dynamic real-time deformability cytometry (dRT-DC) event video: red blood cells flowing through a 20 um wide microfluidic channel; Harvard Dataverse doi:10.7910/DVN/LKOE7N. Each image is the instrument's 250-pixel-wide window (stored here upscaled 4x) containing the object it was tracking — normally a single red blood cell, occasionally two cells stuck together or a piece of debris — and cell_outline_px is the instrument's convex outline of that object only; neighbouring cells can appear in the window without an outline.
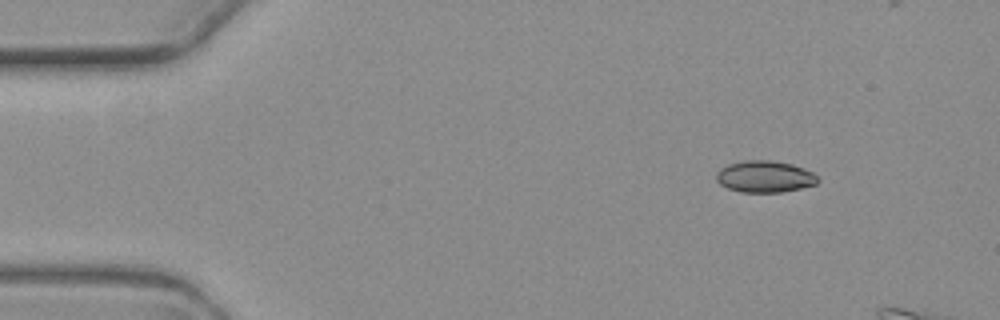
{"species": "common noctule bat (a hibernating species)", "species_latin": "Nyctalus noctula", "temperature_condition": "warm", "stored_images_in_passage": 4, "camera_frame_rate_fps": 3000, "um_per_image_px": 0.085, "animal": {"sex": "female", "body_mass_g": 19.3, "forearm_length_mm": 54.1}, "frame": {"image": 1, "passage_image": 4, "time_ms": 5.333, "image_size_px": [1000, 320], "cell_outline_px": [[820, 180], [816, 184], [800, 188], [780, 192], [740, 192], [728, 188], [720, 184], [716, 180], [716, 172], [720, 168], [728, 164], [744, 160], [772, 160], [792, 164], [804, 168], [812, 172]], "centroid_in_image_um": [64.99, 15.0], "position_along_channel_um": 20.0, "area_um2": 18.79}}